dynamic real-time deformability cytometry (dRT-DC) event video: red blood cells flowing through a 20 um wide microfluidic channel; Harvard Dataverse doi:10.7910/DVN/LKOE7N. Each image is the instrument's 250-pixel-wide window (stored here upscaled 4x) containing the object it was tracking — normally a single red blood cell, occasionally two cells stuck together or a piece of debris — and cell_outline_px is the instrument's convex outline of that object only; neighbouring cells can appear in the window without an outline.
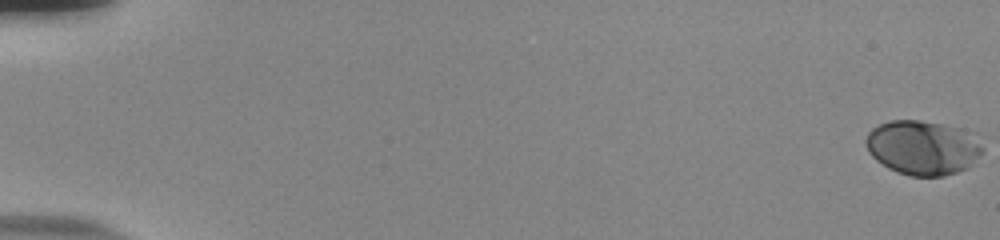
{"species": "human", "species_latin": "Homo sapiens", "temperature_condition": "room temperature", "stored_images_in_passage": 57, "camera_frame_rate_fps": 3000, "um_per_image_px": 0.085, "donor": {"sex": "male"}, "frame": {"image": 1, "passage_image": 1, "time_ms": 0.0, "image_size_px": [1000, 240], "cell_outline_px": [[984, 152], [968, 168], [944, 176], [908, 176], [896, 172], [888, 168], [876, 160], [868, 152], [864, 140], [868, 132], [872, 128], [888, 120], [920, 120], [960, 128], [976, 132], [984, 148]], "centroid_in_image_um": [78.47, 12.54], "position_along_channel_um": 6.5, "area_um2": 37.74}}
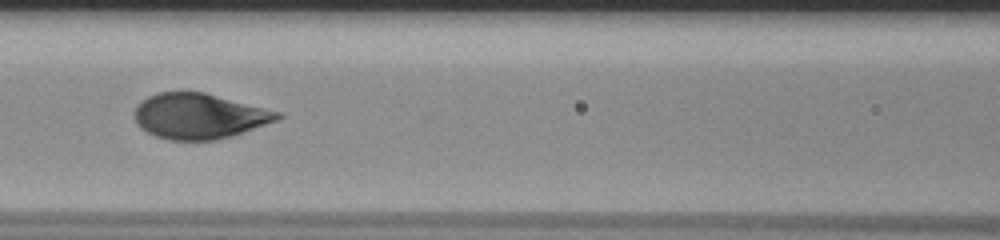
{"frame": {"image": 2, "passage_image": 28, "time_ms": 9.0, "image_size_px": [1000, 240], "cell_outline_px": [[284, 116], [276, 120], [244, 132], [232, 136], [216, 140], [168, 140], [156, 136], [140, 128], [136, 124], [132, 112], [136, 104], [140, 100], [156, 92], [204, 92], [284, 112]], "centroid_in_image_um": [16.91, 9.86], "position_along_channel_um": 149.7, "area_um2": 38.32}}
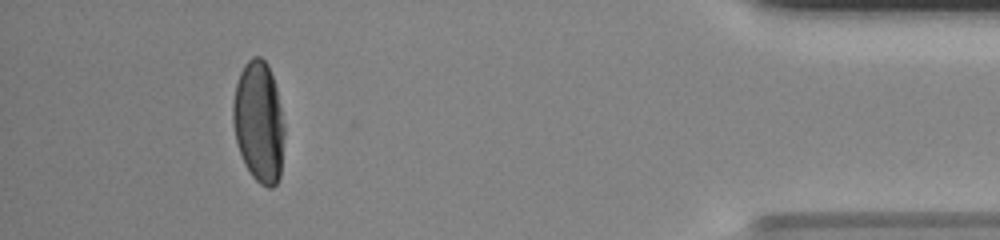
{"frame": {"image": 3, "passage_image": 53, "time_ms": 17.333, "image_size_px": [1000, 240], "cell_outline_px": [[284, 136], [280, 176], [276, 184], [272, 188], [268, 188], [260, 184], [252, 176], [244, 164], [236, 140], [232, 120], [232, 104], [236, 84], [240, 72], [244, 64], [252, 56], [260, 56], [268, 64], [276, 88], [284, 124]], "centroid_in_image_um": [21.99, 10.36], "position_along_channel_um": 413.2, "area_um2": 36.41}, "authors_computed_cell_mechanics": {"area_um2": 36.8764, "velocity_mm_per_s": 3.7621, "shape_relaxation_time_tau1_ms": 3.0413, "shape_relaxation_time_tau2_ms": null, "deformation_change_tau1": 0.1655, "deformation_change_tau2": null}}